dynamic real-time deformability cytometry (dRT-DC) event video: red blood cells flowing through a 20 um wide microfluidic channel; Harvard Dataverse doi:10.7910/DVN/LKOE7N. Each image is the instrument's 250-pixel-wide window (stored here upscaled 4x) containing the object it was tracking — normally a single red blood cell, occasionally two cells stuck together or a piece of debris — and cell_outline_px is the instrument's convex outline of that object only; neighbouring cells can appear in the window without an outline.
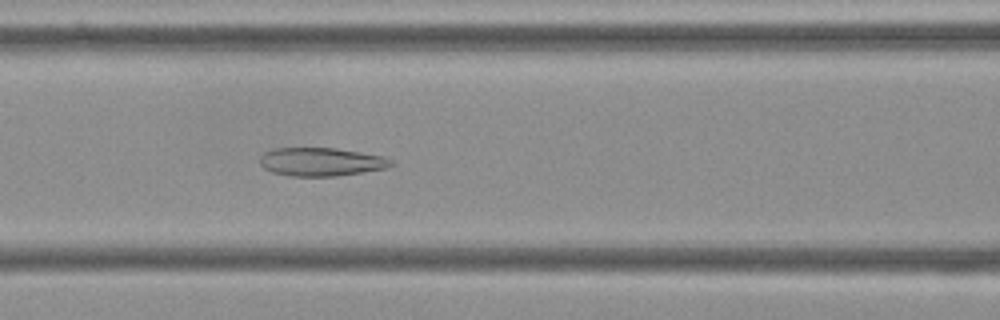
{"species": "Egyptian fruit bat (a non-hibernating species)", "species_latin": "Rousettus aegyptiacus", "temperature_condition": "cold", "stored_images_in_passage": 49, "camera_frame_rate_fps": 3000, "um_per_image_px": 0.085, "frame": {"image": 1, "passage_image": 17, "time_ms": 5.333, "image_size_px": [1000, 320], "cell_outline_px": [[396, 164], [388, 168], [336, 176], [288, 176], [272, 172], [264, 168], [260, 164], [260, 156], [264, 152], [272, 148], [336, 148], [384, 156], [392, 160]], "centroid_in_image_um": [27.31, 13.75], "position_along_channel_um": 139.3, "area_um2": 21.91}}
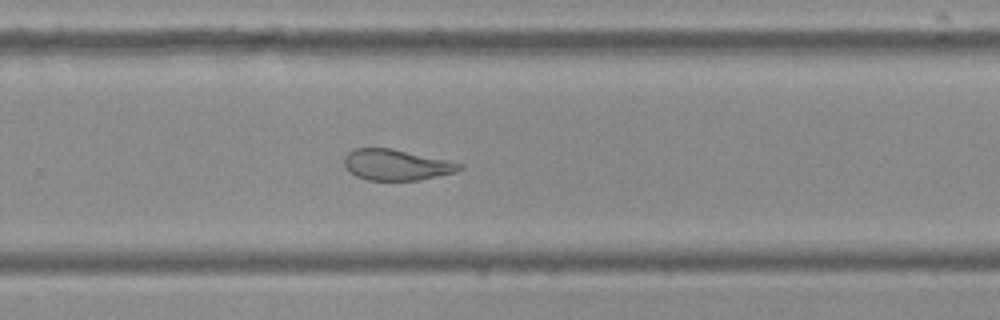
{"frame": {"image": 2, "passage_image": 30, "time_ms": 9.667, "image_size_px": [1000, 320], "cell_outline_px": [[464, 168], [456, 172], [420, 180], [368, 180], [356, 176], [344, 164], [344, 156], [352, 148], [392, 148], [464, 164]], "centroid_in_image_um": [33.7, 14.0], "position_along_channel_um": 296.1, "area_um2": 20.69}}
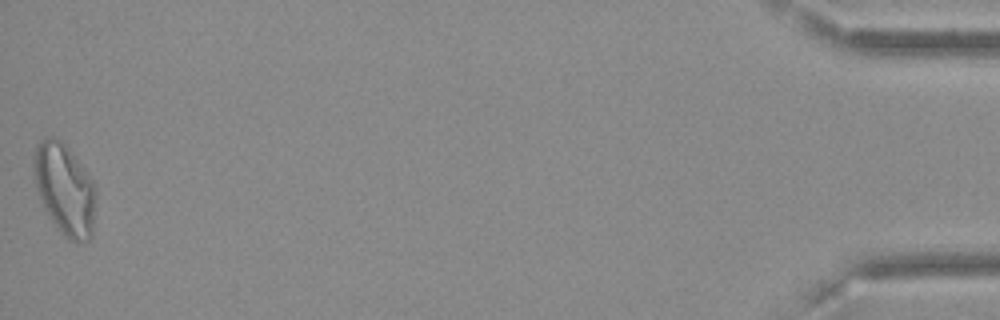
{"frame": {"image": 3, "passage_image": 49, "time_ms": 16.0, "image_size_px": [1000, 320], "cell_outline_px": [[96, 196], [92, 236], [88, 240], [76, 244], [68, 240], [64, 236], [52, 220], [44, 208], [36, 188], [32, 164], [32, 156], [36, 144], [44, 136], [52, 136], [60, 140], [68, 148], [84, 168], [96, 184]], "centroid_in_image_um": [5.49, 16.08], "position_along_channel_um": 429.7, "area_um2": 33.52}, "authors_computed_cell_mechanics": {"area_um2": 24.7962, "velocity_mm_per_s": 3.6265, "shape_relaxation_time_tau1_ms": null, "shape_relaxation_time_tau2_ms": 2.2293, "deformation_change_tau1": null, "deformation_change_tau2": 0.0946}}